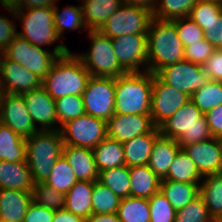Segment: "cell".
I'll list each match as a JSON object with an SVG mask.
<instances>
[{
    "label": "cell",
    "mask_w": 222,
    "mask_h": 222,
    "mask_svg": "<svg viewBox=\"0 0 222 222\" xmlns=\"http://www.w3.org/2000/svg\"><path fill=\"white\" fill-rule=\"evenodd\" d=\"M147 71L156 74L161 68L184 60V46L173 21L152 18L147 32Z\"/></svg>",
    "instance_id": "obj_1"
},
{
    "label": "cell",
    "mask_w": 222,
    "mask_h": 222,
    "mask_svg": "<svg viewBox=\"0 0 222 222\" xmlns=\"http://www.w3.org/2000/svg\"><path fill=\"white\" fill-rule=\"evenodd\" d=\"M82 61L71 51L57 58L42 80V87L54 99L82 95L90 78Z\"/></svg>",
    "instance_id": "obj_2"
},
{
    "label": "cell",
    "mask_w": 222,
    "mask_h": 222,
    "mask_svg": "<svg viewBox=\"0 0 222 222\" xmlns=\"http://www.w3.org/2000/svg\"><path fill=\"white\" fill-rule=\"evenodd\" d=\"M153 73L130 72L115 79V113L150 115Z\"/></svg>",
    "instance_id": "obj_3"
},
{
    "label": "cell",
    "mask_w": 222,
    "mask_h": 222,
    "mask_svg": "<svg viewBox=\"0 0 222 222\" xmlns=\"http://www.w3.org/2000/svg\"><path fill=\"white\" fill-rule=\"evenodd\" d=\"M63 146L60 130H39L26 138V162L34 184L46 181L62 155Z\"/></svg>",
    "instance_id": "obj_4"
},
{
    "label": "cell",
    "mask_w": 222,
    "mask_h": 222,
    "mask_svg": "<svg viewBox=\"0 0 222 222\" xmlns=\"http://www.w3.org/2000/svg\"><path fill=\"white\" fill-rule=\"evenodd\" d=\"M161 135L177 141L181 148L212 138L206 116L189 100L159 127Z\"/></svg>",
    "instance_id": "obj_5"
},
{
    "label": "cell",
    "mask_w": 222,
    "mask_h": 222,
    "mask_svg": "<svg viewBox=\"0 0 222 222\" xmlns=\"http://www.w3.org/2000/svg\"><path fill=\"white\" fill-rule=\"evenodd\" d=\"M67 45L57 44L53 51L30 44L26 39L17 35L2 54L10 61L16 62L30 70L42 80L50 72V69L58 57L69 53Z\"/></svg>",
    "instance_id": "obj_6"
},
{
    "label": "cell",
    "mask_w": 222,
    "mask_h": 222,
    "mask_svg": "<svg viewBox=\"0 0 222 222\" xmlns=\"http://www.w3.org/2000/svg\"><path fill=\"white\" fill-rule=\"evenodd\" d=\"M15 21L21 22L22 31L18 35L30 44L44 47L59 42L60 37L54 25L53 7L14 10L12 7H3ZM57 41V42H56Z\"/></svg>",
    "instance_id": "obj_7"
},
{
    "label": "cell",
    "mask_w": 222,
    "mask_h": 222,
    "mask_svg": "<svg viewBox=\"0 0 222 222\" xmlns=\"http://www.w3.org/2000/svg\"><path fill=\"white\" fill-rule=\"evenodd\" d=\"M91 44L87 52L75 54L92 77L118 78L127 72L118 64L112 39L99 30H88Z\"/></svg>",
    "instance_id": "obj_8"
},
{
    "label": "cell",
    "mask_w": 222,
    "mask_h": 222,
    "mask_svg": "<svg viewBox=\"0 0 222 222\" xmlns=\"http://www.w3.org/2000/svg\"><path fill=\"white\" fill-rule=\"evenodd\" d=\"M152 18L153 13L145 8L122 4L99 31L111 39L129 34L147 35Z\"/></svg>",
    "instance_id": "obj_9"
},
{
    "label": "cell",
    "mask_w": 222,
    "mask_h": 222,
    "mask_svg": "<svg viewBox=\"0 0 222 222\" xmlns=\"http://www.w3.org/2000/svg\"><path fill=\"white\" fill-rule=\"evenodd\" d=\"M60 132L64 145L93 149L107 137V122L84 114L63 124Z\"/></svg>",
    "instance_id": "obj_10"
},
{
    "label": "cell",
    "mask_w": 222,
    "mask_h": 222,
    "mask_svg": "<svg viewBox=\"0 0 222 222\" xmlns=\"http://www.w3.org/2000/svg\"><path fill=\"white\" fill-rule=\"evenodd\" d=\"M82 98L85 114L107 122L115 114V78L91 76Z\"/></svg>",
    "instance_id": "obj_11"
},
{
    "label": "cell",
    "mask_w": 222,
    "mask_h": 222,
    "mask_svg": "<svg viewBox=\"0 0 222 222\" xmlns=\"http://www.w3.org/2000/svg\"><path fill=\"white\" fill-rule=\"evenodd\" d=\"M156 74L165 83L189 96L211 80L203 65L186 60L165 66Z\"/></svg>",
    "instance_id": "obj_12"
},
{
    "label": "cell",
    "mask_w": 222,
    "mask_h": 222,
    "mask_svg": "<svg viewBox=\"0 0 222 222\" xmlns=\"http://www.w3.org/2000/svg\"><path fill=\"white\" fill-rule=\"evenodd\" d=\"M189 100V95L165 83L157 74H153L150 115L157 128Z\"/></svg>",
    "instance_id": "obj_13"
},
{
    "label": "cell",
    "mask_w": 222,
    "mask_h": 222,
    "mask_svg": "<svg viewBox=\"0 0 222 222\" xmlns=\"http://www.w3.org/2000/svg\"><path fill=\"white\" fill-rule=\"evenodd\" d=\"M147 44V35L129 34L112 38L117 62L127 73L147 71Z\"/></svg>",
    "instance_id": "obj_14"
},
{
    "label": "cell",
    "mask_w": 222,
    "mask_h": 222,
    "mask_svg": "<svg viewBox=\"0 0 222 222\" xmlns=\"http://www.w3.org/2000/svg\"><path fill=\"white\" fill-rule=\"evenodd\" d=\"M0 122L25 139L39 131L19 94L3 93L0 96Z\"/></svg>",
    "instance_id": "obj_15"
},
{
    "label": "cell",
    "mask_w": 222,
    "mask_h": 222,
    "mask_svg": "<svg viewBox=\"0 0 222 222\" xmlns=\"http://www.w3.org/2000/svg\"><path fill=\"white\" fill-rule=\"evenodd\" d=\"M146 133H160L151 115L115 113L107 121V137L120 143Z\"/></svg>",
    "instance_id": "obj_16"
},
{
    "label": "cell",
    "mask_w": 222,
    "mask_h": 222,
    "mask_svg": "<svg viewBox=\"0 0 222 222\" xmlns=\"http://www.w3.org/2000/svg\"><path fill=\"white\" fill-rule=\"evenodd\" d=\"M0 76L4 93L22 95L42 86V79L36 74L8 60L0 53Z\"/></svg>",
    "instance_id": "obj_17"
},
{
    "label": "cell",
    "mask_w": 222,
    "mask_h": 222,
    "mask_svg": "<svg viewBox=\"0 0 222 222\" xmlns=\"http://www.w3.org/2000/svg\"><path fill=\"white\" fill-rule=\"evenodd\" d=\"M22 96L38 130H59L55 100L42 86L24 93Z\"/></svg>",
    "instance_id": "obj_18"
},
{
    "label": "cell",
    "mask_w": 222,
    "mask_h": 222,
    "mask_svg": "<svg viewBox=\"0 0 222 222\" xmlns=\"http://www.w3.org/2000/svg\"><path fill=\"white\" fill-rule=\"evenodd\" d=\"M182 149L202 176L222 173V149L218 138L188 144Z\"/></svg>",
    "instance_id": "obj_19"
},
{
    "label": "cell",
    "mask_w": 222,
    "mask_h": 222,
    "mask_svg": "<svg viewBox=\"0 0 222 222\" xmlns=\"http://www.w3.org/2000/svg\"><path fill=\"white\" fill-rule=\"evenodd\" d=\"M32 201V191L0 189V222H23Z\"/></svg>",
    "instance_id": "obj_20"
},
{
    "label": "cell",
    "mask_w": 222,
    "mask_h": 222,
    "mask_svg": "<svg viewBox=\"0 0 222 222\" xmlns=\"http://www.w3.org/2000/svg\"><path fill=\"white\" fill-rule=\"evenodd\" d=\"M62 155L72 167L78 181H98L99 172L90 148L64 145Z\"/></svg>",
    "instance_id": "obj_21"
},
{
    "label": "cell",
    "mask_w": 222,
    "mask_h": 222,
    "mask_svg": "<svg viewBox=\"0 0 222 222\" xmlns=\"http://www.w3.org/2000/svg\"><path fill=\"white\" fill-rule=\"evenodd\" d=\"M181 146L176 140L159 134L155 138L148 166L162 180Z\"/></svg>",
    "instance_id": "obj_22"
},
{
    "label": "cell",
    "mask_w": 222,
    "mask_h": 222,
    "mask_svg": "<svg viewBox=\"0 0 222 222\" xmlns=\"http://www.w3.org/2000/svg\"><path fill=\"white\" fill-rule=\"evenodd\" d=\"M34 183L26 161H0V189L32 191Z\"/></svg>",
    "instance_id": "obj_23"
},
{
    "label": "cell",
    "mask_w": 222,
    "mask_h": 222,
    "mask_svg": "<svg viewBox=\"0 0 222 222\" xmlns=\"http://www.w3.org/2000/svg\"><path fill=\"white\" fill-rule=\"evenodd\" d=\"M83 1L82 14L87 30H99L106 20L123 4L122 0Z\"/></svg>",
    "instance_id": "obj_24"
},
{
    "label": "cell",
    "mask_w": 222,
    "mask_h": 222,
    "mask_svg": "<svg viewBox=\"0 0 222 222\" xmlns=\"http://www.w3.org/2000/svg\"><path fill=\"white\" fill-rule=\"evenodd\" d=\"M93 188L92 181H77L65 194L64 209L87 219L92 214Z\"/></svg>",
    "instance_id": "obj_25"
},
{
    "label": "cell",
    "mask_w": 222,
    "mask_h": 222,
    "mask_svg": "<svg viewBox=\"0 0 222 222\" xmlns=\"http://www.w3.org/2000/svg\"><path fill=\"white\" fill-rule=\"evenodd\" d=\"M130 196L149 199L160 191L161 179L148 165L129 167Z\"/></svg>",
    "instance_id": "obj_26"
},
{
    "label": "cell",
    "mask_w": 222,
    "mask_h": 222,
    "mask_svg": "<svg viewBox=\"0 0 222 222\" xmlns=\"http://www.w3.org/2000/svg\"><path fill=\"white\" fill-rule=\"evenodd\" d=\"M160 133H146L122 143L127 167L147 165L155 138Z\"/></svg>",
    "instance_id": "obj_27"
},
{
    "label": "cell",
    "mask_w": 222,
    "mask_h": 222,
    "mask_svg": "<svg viewBox=\"0 0 222 222\" xmlns=\"http://www.w3.org/2000/svg\"><path fill=\"white\" fill-rule=\"evenodd\" d=\"M92 151L98 172L125 165L124 148L119 141L106 137Z\"/></svg>",
    "instance_id": "obj_28"
},
{
    "label": "cell",
    "mask_w": 222,
    "mask_h": 222,
    "mask_svg": "<svg viewBox=\"0 0 222 222\" xmlns=\"http://www.w3.org/2000/svg\"><path fill=\"white\" fill-rule=\"evenodd\" d=\"M199 186L200 184L161 180L160 190L178 211L199 196Z\"/></svg>",
    "instance_id": "obj_29"
},
{
    "label": "cell",
    "mask_w": 222,
    "mask_h": 222,
    "mask_svg": "<svg viewBox=\"0 0 222 222\" xmlns=\"http://www.w3.org/2000/svg\"><path fill=\"white\" fill-rule=\"evenodd\" d=\"M26 161V139L0 122V161Z\"/></svg>",
    "instance_id": "obj_30"
},
{
    "label": "cell",
    "mask_w": 222,
    "mask_h": 222,
    "mask_svg": "<svg viewBox=\"0 0 222 222\" xmlns=\"http://www.w3.org/2000/svg\"><path fill=\"white\" fill-rule=\"evenodd\" d=\"M199 196L216 221L222 214V173L203 176L199 186Z\"/></svg>",
    "instance_id": "obj_31"
},
{
    "label": "cell",
    "mask_w": 222,
    "mask_h": 222,
    "mask_svg": "<svg viewBox=\"0 0 222 222\" xmlns=\"http://www.w3.org/2000/svg\"><path fill=\"white\" fill-rule=\"evenodd\" d=\"M202 178L195 163L181 148L171 163L167 176L162 180L200 184Z\"/></svg>",
    "instance_id": "obj_32"
},
{
    "label": "cell",
    "mask_w": 222,
    "mask_h": 222,
    "mask_svg": "<svg viewBox=\"0 0 222 222\" xmlns=\"http://www.w3.org/2000/svg\"><path fill=\"white\" fill-rule=\"evenodd\" d=\"M117 216L121 222H150L148 199L132 196L121 199Z\"/></svg>",
    "instance_id": "obj_33"
},
{
    "label": "cell",
    "mask_w": 222,
    "mask_h": 222,
    "mask_svg": "<svg viewBox=\"0 0 222 222\" xmlns=\"http://www.w3.org/2000/svg\"><path fill=\"white\" fill-rule=\"evenodd\" d=\"M99 182L107 186L119 198L130 196V174L126 165L99 172Z\"/></svg>",
    "instance_id": "obj_34"
},
{
    "label": "cell",
    "mask_w": 222,
    "mask_h": 222,
    "mask_svg": "<svg viewBox=\"0 0 222 222\" xmlns=\"http://www.w3.org/2000/svg\"><path fill=\"white\" fill-rule=\"evenodd\" d=\"M54 25L56 28V32L60 38H62V34L65 33L66 29H70L72 31L77 29H86L84 24L83 14H82V6H65L62 8V12L58 8V5H54Z\"/></svg>",
    "instance_id": "obj_35"
},
{
    "label": "cell",
    "mask_w": 222,
    "mask_h": 222,
    "mask_svg": "<svg viewBox=\"0 0 222 222\" xmlns=\"http://www.w3.org/2000/svg\"><path fill=\"white\" fill-rule=\"evenodd\" d=\"M190 100L203 114L222 105V81H208L190 96Z\"/></svg>",
    "instance_id": "obj_36"
},
{
    "label": "cell",
    "mask_w": 222,
    "mask_h": 222,
    "mask_svg": "<svg viewBox=\"0 0 222 222\" xmlns=\"http://www.w3.org/2000/svg\"><path fill=\"white\" fill-rule=\"evenodd\" d=\"M197 2L198 0H157L153 17L166 21L189 17Z\"/></svg>",
    "instance_id": "obj_37"
},
{
    "label": "cell",
    "mask_w": 222,
    "mask_h": 222,
    "mask_svg": "<svg viewBox=\"0 0 222 222\" xmlns=\"http://www.w3.org/2000/svg\"><path fill=\"white\" fill-rule=\"evenodd\" d=\"M77 181L72 167L68 164L65 157L61 155L44 183L66 194Z\"/></svg>",
    "instance_id": "obj_38"
},
{
    "label": "cell",
    "mask_w": 222,
    "mask_h": 222,
    "mask_svg": "<svg viewBox=\"0 0 222 222\" xmlns=\"http://www.w3.org/2000/svg\"><path fill=\"white\" fill-rule=\"evenodd\" d=\"M91 199L94 214L117 213L121 201V198L99 181H94Z\"/></svg>",
    "instance_id": "obj_39"
},
{
    "label": "cell",
    "mask_w": 222,
    "mask_h": 222,
    "mask_svg": "<svg viewBox=\"0 0 222 222\" xmlns=\"http://www.w3.org/2000/svg\"><path fill=\"white\" fill-rule=\"evenodd\" d=\"M59 130L66 122L84 115V103L82 95H66L55 100Z\"/></svg>",
    "instance_id": "obj_40"
},
{
    "label": "cell",
    "mask_w": 222,
    "mask_h": 222,
    "mask_svg": "<svg viewBox=\"0 0 222 222\" xmlns=\"http://www.w3.org/2000/svg\"><path fill=\"white\" fill-rule=\"evenodd\" d=\"M33 201L48 209L60 210L65 206V194L46 185L45 183H36L32 188Z\"/></svg>",
    "instance_id": "obj_41"
},
{
    "label": "cell",
    "mask_w": 222,
    "mask_h": 222,
    "mask_svg": "<svg viewBox=\"0 0 222 222\" xmlns=\"http://www.w3.org/2000/svg\"><path fill=\"white\" fill-rule=\"evenodd\" d=\"M222 14V4L209 0H198L192 8L189 17L204 30Z\"/></svg>",
    "instance_id": "obj_42"
},
{
    "label": "cell",
    "mask_w": 222,
    "mask_h": 222,
    "mask_svg": "<svg viewBox=\"0 0 222 222\" xmlns=\"http://www.w3.org/2000/svg\"><path fill=\"white\" fill-rule=\"evenodd\" d=\"M175 222H215L203 199L198 196L184 208L176 211Z\"/></svg>",
    "instance_id": "obj_43"
},
{
    "label": "cell",
    "mask_w": 222,
    "mask_h": 222,
    "mask_svg": "<svg viewBox=\"0 0 222 222\" xmlns=\"http://www.w3.org/2000/svg\"><path fill=\"white\" fill-rule=\"evenodd\" d=\"M150 222H175L176 210L160 191L148 199Z\"/></svg>",
    "instance_id": "obj_44"
},
{
    "label": "cell",
    "mask_w": 222,
    "mask_h": 222,
    "mask_svg": "<svg viewBox=\"0 0 222 222\" xmlns=\"http://www.w3.org/2000/svg\"><path fill=\"white\" fill-rule=\"evenodd\" d=\"M184 48L204 39V31L190 17L173 20Z\"/></svg>",
    "instance_id": "obj_45"
},
{
    "label": "cell",
    "mask_w": 222,
    "mask_h": 222,
    "mask_svg": "<svg viewBox=\"0 0 222 222\" xmlns=\"http://www.w3.org/2000/svg\"><path fill=\"white\" fill-rule=\"evenodd\" d=\"M215 47L206 39L195 42L184 49V60L194 64L204 65L206 60L214 53Z\"/></svg>",
    "instance_id": "obj_46"
},
{
    "label": "cell",
    "mask_w": 222,
    "mask_h": 222,
    "mask_svg": "<svg viewBox=\"0 0 222 222\" xmlns=\"http://www.w3.org/2000/svg\"><path fill=\"white\" fill-rule=\"evenodd\" d=\"M15 23L0 15V53L10 45V42L18 35Z\"/></svg>",
    "instance_id": "obj_47"
},
{
    "label": "cell",
    "mask_w": 222,
    "mask_h": 222,
    "mask_svg": "<svg viewBox=\"0 0 222 222\" xmlns=\"http://www.w3.org/2000/svg\"><path fill=\"white\" fill-rule=\"evenodd\" d=\"M54 211L32 201L23 222H52Z\"/></svg>",
    "instance_id": "obj_48"
},
{
    "label": "cell",
    "mask_w": 222,
    "mask_h": 222,
    "mask_svg": "<svg viewBox=\"0 0 222 222\" xmlns=\"http://www.w3.org/2000/svg\"><path fill=\"white\" fill-rule=\"evenodd\" d=\"M203 66L211 80L222 81V49L216 48Z\"/></svg>",
    "instance_id": "obj_49"
},
{
    "label": "cell",
    "mask_w": 222,
    "mask_h": 222,
    "mask_svg": "<svg viewBox=\"0 0 222 222\" xmlns=\"http://www.w3.org/2000/svg\"><path fill=\"white\" fill-rule=\"evenodd\" d=\"M204 39H206L215 48L222 49V14L218 19L206 25L204 30Z\"/></svg>",
    "instance_id": "obj_50"
},
{
    "label": "cell",
    "mask_w": 222,
    "mask_h": 222,
    "mask_svg": "<svg viewBox=\"0 0 222 222\" xmlns=\"http://www.w3.org/2000/svg\"><path fill=\"white\" fill-rule=\"evenodd\" d=\"M206 120L213 137L218 138L222 135V105L213 108L206 114Z\"/></svg>",
    "instance_id": "obj_51"
},
{
    "label": "cell",
    "mask_w": 222,
    "mask_h": 222,
    "mask_svg": "<svg viewBox=\"0 0 222 222\" xmlns=\"http://www.w3.org/2000/svg\"><path fill=\"white\" fill-rule=\"evenodd\" d=\"M58 0H17L12 7L14 10L32 9L40 7H54Z\"/></svg>",
    "instance_id": "obj_52"
},
{
    "label": "cell",
    "mask_w": 222,
    "mask_h": 222,
    "mask_svg": "<svg viewBox=\"0 0 222 222\" xmlns=\"http://www.w3.org/2000/svg\"><path fill=\"white\" fill-rule=\"evenodd\" d=\"M52 222H86V219L65 210H55Z\"/></svg>",
    "instance_id": "obj_53"
},
{
    "label": "cell",
    "mask_w": 222,
    "mask_h": 222,
    "mask_svg": "<svg viewBox=\"0 0 222 222\" xmlns=\"http://www.w3.org/2000/svg\"><path fill=\"white\" fill-rule=\"evenodd\" d=\"M86 222H121L117 216V213H104L94 214L92 213Z\"/></svg>",
    "instance_id": "obj_54"
},
{
    "label": "cell",
    "mask_w": 222,
    "mask_h": 222,
    "mask_svg": "<svg viewBox=\"0 0 222 222\" xmlns=\"http://www.w3.org/2000/svg\"><path fill=\"white\" fill-rule=\"evenodd\" d=\"M123 4L134 5L154 12L157 0H122Z\"/></svg>",
    "instance_id": "obj_55"
},
{
    "label": "cell",
    "mask_w": 222,
    "mask_h": 222,
    "mask_svg": "<svg viewBox=\"0 0 222 222\" xmlns=\"http://www.w3.org/2000/svg\"><path fill=\"white\" fill-rule=\"evenodd\" d=\"M17 0H0V5L2 7H13Z\"/></svg>",
    "instance_id": "obj_56"
},
{
    "label": "cell",
    "mask_w": 222,
    "mask_h": 222,
    "mask_svg": "<svg viewBox=\"0 0 222 222\" xmlns=\"http://www.w3.org/2000/svg\"><path fill=\"white\" fill-rule=\"evenodd\" d=\"M4 93L2 84H1V76H0V96Z\"/></svg>",
    "instance_id": "obj_57"
},
{
    "label": "cell",
    "mask_w": 222,
    "mask_h": 222,
    "mask_svg": "<svg viewBox=\"0 0 222 222\" xmlns=\"http://www.w3.org/2000/svg\"><path fill=\"white\" fill-rule=\"evenodd\" d=\"M215 222H222V214L217 218Z\"/></svg>",
    "instance_id": "obj_58"
},
{
    "label": "cell",
    "mask_w": 222,
    "mask_h": 222,
    "mask_svg": "<svg viewBox=\"0 0 222 222\" xmlns=\"http://www.w3.org/2000/svg\"><path fill=\"white\" fill-rule=\"evenodd\" d=\"M218 140H219V142H220L221 149H222V135L218 137Z\"/></svg>",
    "instance_id": "obj_59"
},
{
    "label": "cell",
    "mask_w": 222,
    "mask_h": 222,
    "mask_svg": "<svg viewBox=\"0 0 222 222\" xmlns=\"http://www.w3.org/2000/svg\"><path fill=\"white\" fill-rule=\"evenodd\" d=\"M209 1H215V2H219L222 4V0H209Z\"/></svg>",
    "instance_id": "obj_60"
}]
</instances>
